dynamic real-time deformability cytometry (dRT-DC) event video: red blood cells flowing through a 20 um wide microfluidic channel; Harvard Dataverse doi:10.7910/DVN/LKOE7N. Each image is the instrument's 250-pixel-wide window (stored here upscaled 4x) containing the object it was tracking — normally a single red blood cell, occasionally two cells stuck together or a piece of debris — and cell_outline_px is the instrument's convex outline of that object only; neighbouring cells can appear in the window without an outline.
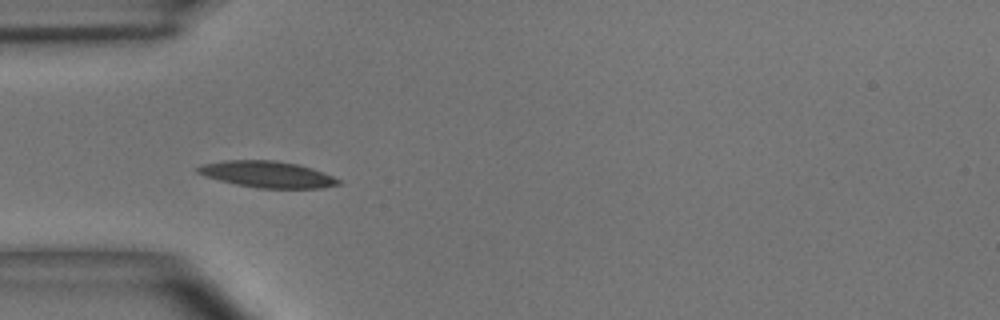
{"species": "common noctule bat (a hibernating species)", "species_latin": "Nyctalus noctula", "temperature_condition": "room temperature", "stored_images_in_passage": 7, "camera_frame_rate_fps": 3000, "um_per_image_px": 0.085, "animal": {"sex": "male", "body_mass_g": 15.6}, "frame": {"image": 1, "passage_image": 4, "time_ms": 4.333, "image_size_px": [1000, 320], "cell_outline_px": [[340, 184], [324, 188], [256, 188], [236, 184], [220, 180], [196, 172], [196, 168], [200, 164], [224, 160], [276, 160], [300, 164], [312, 168], [332, 176], [340, 180]], "centroid_in_image_um": [22.72, 14.81], "position_along_channel_um": 62.3, "area_um2": 21.68}}
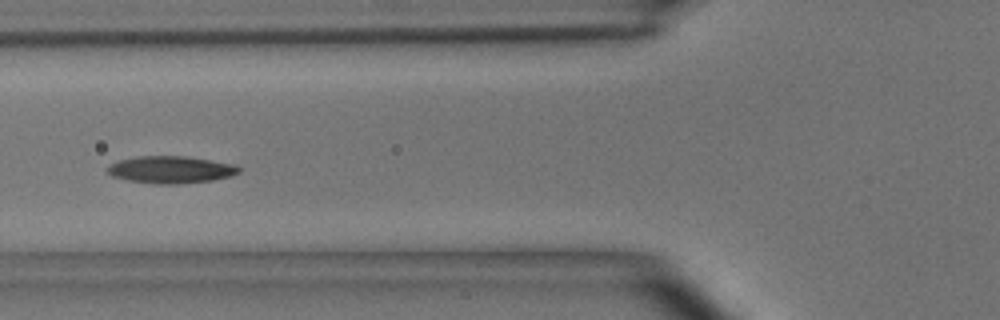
{"frame": {"image": 2, "passage_image": 5, "time_ms": 5.667, "image_size_px": [1000, 320], "cell_outline_px": [[240, 172], [232, 176], [212, 180], [176, 184], [156, 184], [128, 180], [112, 176], [108, 172], [108, 168], [112, 164], [120, 160], [136, 156], [188, 156], [236, 164], [240, 168]], "centroid_in_image_um": [14.57, 14.41], "position_along_channel_um": 111.2, "area_um2": 20.81}}